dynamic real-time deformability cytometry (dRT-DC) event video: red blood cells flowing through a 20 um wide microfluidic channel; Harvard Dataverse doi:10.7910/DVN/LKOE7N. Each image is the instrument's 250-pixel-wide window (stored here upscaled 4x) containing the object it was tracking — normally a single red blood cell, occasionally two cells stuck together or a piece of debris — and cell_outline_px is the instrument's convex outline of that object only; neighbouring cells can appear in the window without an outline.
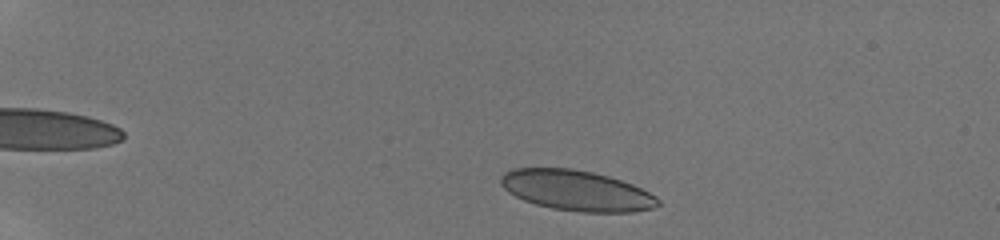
{"species": "human", "species_latin": "Homo sapiens", "temperature_condition": "room temperature", "stored_images_in_passage": 40, "camera_frame_rate_fps": 3000, "um_per_image_px": 0.085, "donor": {"sex": "male"}, "frame": {"image": 1, "passage_image": 3, "time_ms": 0.667, "image_size_px": [1000, 240], "cell_outline_px": [[660, 204], [652, 208], [632, 212], [580, 212], [552, 208], [536, 204], [524, 200], [508, 192], [500, 184], [500, 176], [504, 172], [512, 168], [572, 168], [592, 172], [608, 176], [632, 184], [656, 196], [660, 200]], "centroid_in_image_um": [48.98, 16.19], "position_along_channel_um": 36.0, "area_um2": 36.99}}
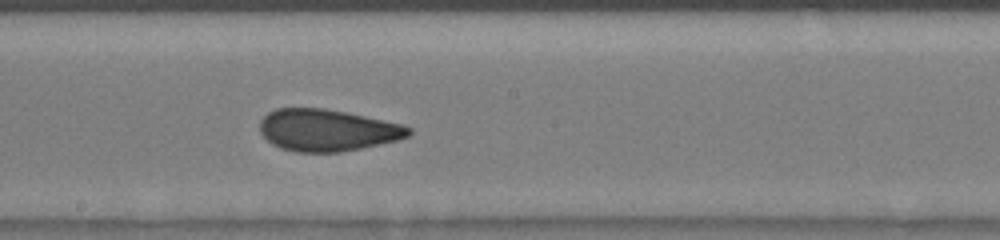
{"frame": {"image": 2, "passage_image": 23, "time_ms": 7.333, "image_size_px": [1000, 240], "cell_outline_px": [[412, 132], [408, 136], [396, 140], [360, 148], [340, 152], [296, 152], [280, 148], [272, 144], [260, 132], [260, 120], [268, 112], [276, 108], [324, 108], [364, 116], [400, 124], [412, 128]], "centroid_in_image_um": [27.77, 11.06], "position_along_channel_um": 220.4, "area_um2": 36.01}}
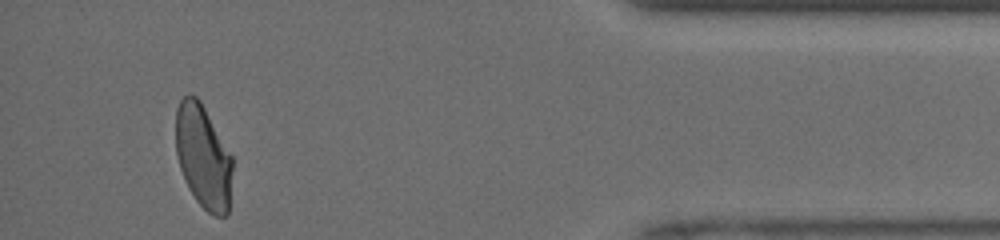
{"frame": {"image": 3, "passage_image": 40, "time_ms": 13.0, "image_size_px": [1000, 240], "cell_outline_px": [[232, 168], [228, 216], [216, 216], [208, 212], [196, 200], [188, 188], [180, 168], [176, 152], [176, 108], [180, 100], [184, 96], [196, 96], [200, 100], [232, 156]], "centroid_in_image_um": [17.27, 13.33], "position_along_channel_um": 417.9, "area_um2": 34.04}, "authors_computed_cell_mechanics": {"area_um2": 36.7897, "velocity_mm_per_s": 4.1908, "shape_relaxation_time_tau1_ms": null, "shape_relaxation_time_tau2_ms": 0.7866, "deformation_change_tau1": null, "deformation_change_tau2": 0.0648}}